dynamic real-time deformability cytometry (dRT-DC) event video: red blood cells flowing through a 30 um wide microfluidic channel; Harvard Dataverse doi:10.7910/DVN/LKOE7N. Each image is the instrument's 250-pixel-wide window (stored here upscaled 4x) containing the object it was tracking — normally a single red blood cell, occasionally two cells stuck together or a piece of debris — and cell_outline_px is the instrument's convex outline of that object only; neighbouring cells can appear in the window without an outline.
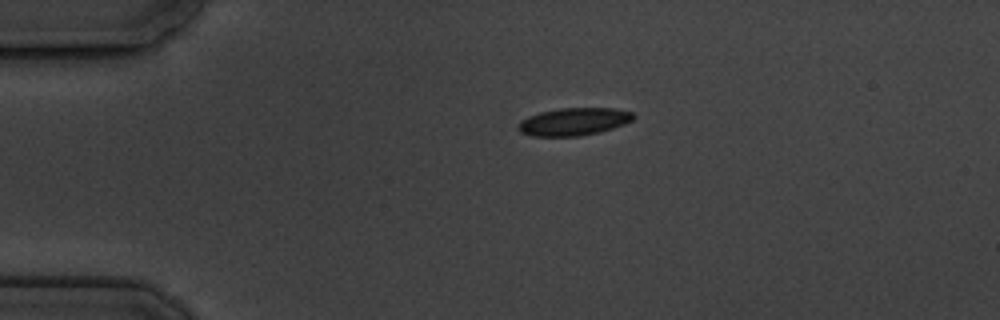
{"species": "common noctule bat (a hibernating species)", "species_latin": "Nyctalus noctula", "temperature_condition": "cold", "stored_images_in_passage": 9, "camera_frame_rate_fps": 3000, "um_per_image_px": 0.085, "animal": {"sex": "male", "body_mass_g": 19.5, "forearm_length_mm": 54.6}, "frame": {"image": 1, "passage_image": 1, "time_ms": 0.0, "image_size_px": [1000, 320], "cell_outline_px": [[636, 116], [632, 120], [624, 124], [612, 128], [580, 136], [532, 136], [520, 132], [516, 128], [516, 124], [520, 120], [528, 116], [540, 112], [560, 108], [612, 108], [632, 112]], "centroid_in_image_um": [48.71, 10.33], "position_along_channel_um": 36.3, "area_um2": 18.55}}
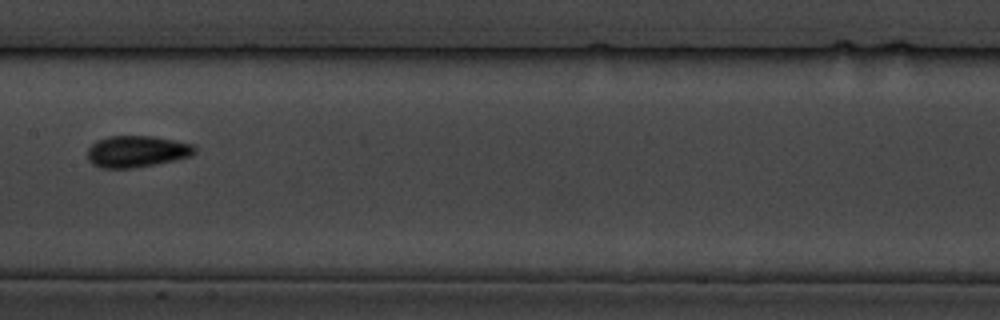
{"frame": {"image": 2, "passage_image": 6, "time_ms": 5.667, "image_size_px": [1000, 320], "cell_outline_px": [[196, 152], [192, 156], [156, 164], [132, 168], [100, 168], [92, 164], [88, 160], [88, 148], [96, 140], [108, 136], [152, 136], [176, 140], [192, 144], [196, 148]], "centroid_in_image_um": [11.62, 12.87], "position_along_channel_um": 195.8, "area_um2": 19.88}}
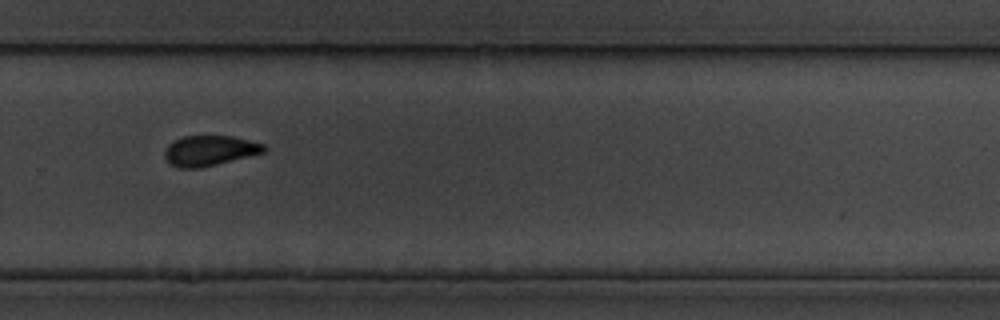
{"frame": {"image": 3, "passage_image": 9, "time_ms": 9.0, "image_size_px": [1000, 320], "cell_outline_px": [[268, 148], [264, 152], [200, 168], [180, 168], [172, 164], [164, 156], [164, 152], [168, 144], [184, 136], [232, 136], [264, 144]], "centroid_in_image_um": [17.82, 12.8], "position_along_channel_um": 312.0, "area_um2": 17.22}}